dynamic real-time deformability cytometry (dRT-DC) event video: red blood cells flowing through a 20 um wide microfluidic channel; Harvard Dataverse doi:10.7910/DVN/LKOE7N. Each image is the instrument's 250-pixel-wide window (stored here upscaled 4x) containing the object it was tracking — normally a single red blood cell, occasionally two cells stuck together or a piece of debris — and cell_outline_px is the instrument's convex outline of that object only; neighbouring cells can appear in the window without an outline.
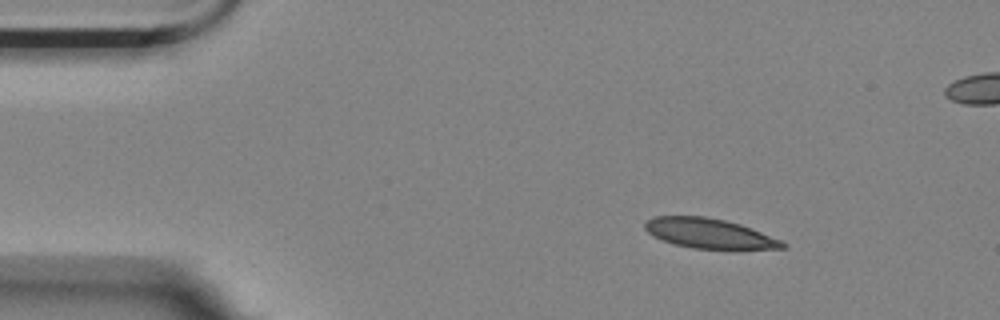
{"species": "Egyptian fruit bat (a non-hibernating species)", "species_latin": "Rousettus aegyptiacus", "temperature_condition": "room temperature", "stored_images_in_passage": 5, "camera_frame_rate_fps": 3000, "um_per_image_px": 0.085, "animal": {"sex": "female"}, "frame": {"image": 1, "passage_image": 2, "time_ms": 0.333, "image_size_px": [1000, 320], "cell_outline_px": [[788, 244], [784, 248], [692, 248], [676, 244], [664, 240], [648, 232], [644, 228], [644, 224], [652, 216], [704, 216], [724, 220], [740, 224], [752, 228], [780, 240]], "centroid_in_image_um": [60.27, 19.82], "position_along_channel_um": 24.7, "area_um2": 23.35}}